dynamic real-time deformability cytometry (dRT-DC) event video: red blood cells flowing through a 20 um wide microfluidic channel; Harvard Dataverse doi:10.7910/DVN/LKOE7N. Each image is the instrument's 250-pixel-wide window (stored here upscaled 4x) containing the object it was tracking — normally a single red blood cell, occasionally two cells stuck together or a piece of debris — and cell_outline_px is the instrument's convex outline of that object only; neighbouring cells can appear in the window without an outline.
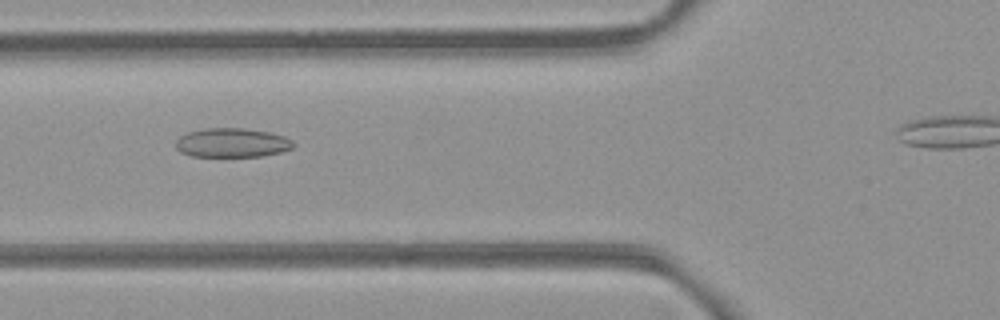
{"species": "common noctule bat (a hibernating species)", "species_latin": "Nyctalus noctula", "temperature_condition": "room temperature", "stored_images_in_passage": 29, "camera_frame_rate_fps": 3000, "um_per_image_px": 0.085, "animal": {"sex": "female", "body_mass_g": 21.9}, "frame": {"image": 1, "passage_image": 4, "time_ms": 1.0, "image_size_px": [1000, 320], "cell_outline_px": [[296, 144], [292, 148], [280, 152], [260, 156], [192, 156], [180, 152], [176, 148], [176, 140], [180, 136], [188, 132], [204, 128], [244, 128], [272, 132], [284, 136], [292, 140]], "centroid_in_image_um": [19.74, 12.12], "position_along_channel_um": 106.1, "area_um2": 20.06}}
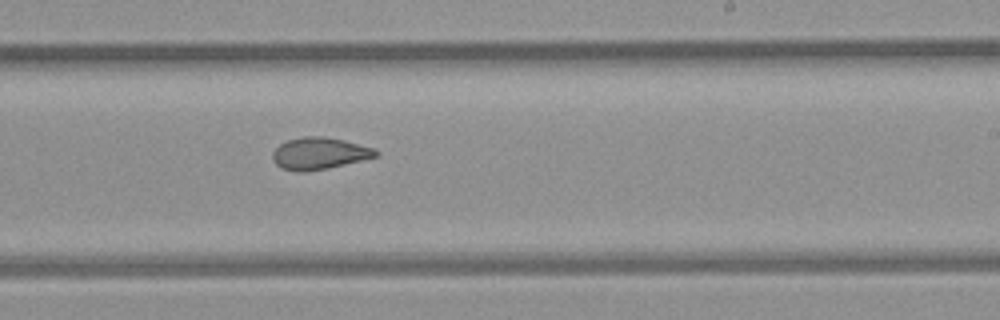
{"frame": {"image": 2, "passage_image": 16, "time_ms": 5.0, "image_size_px": [1000, 320], "cell_outline_px": [[380, 152], [376, 156], [328, 168], [304, 172], [296, 172], [280, 168], [272, 160], [272, 152], [280, 144], [288, 140], [304, 136], [324, 136], [344, 140], [376, 148]], "centroid_in_image_um": [27.12, 13.04], "position_along_channel_um": 261.9, "area_um2": 19.25}}
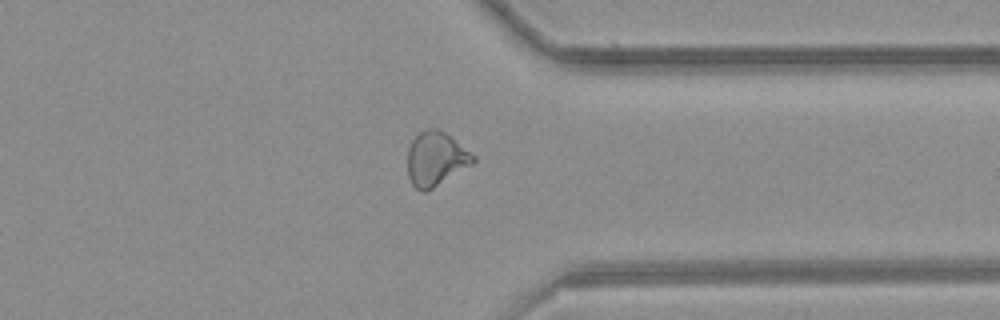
{"frame": {"image": 3, "passage_image": 25, "time_ms": 8.0, "image_size_px": [1000, 320], "cell_outline_px": [[476, 160], [472, 164], [432, 188], [424, 192], [420, 192], [412, 184], [408, 176], [408, 148], [412, 140], [420, 132], [428, 128], [436, 128], [444, 132], [476, 156]], "centroid_in_image_um": [37.03, 13.5], "position_along_channel_um": 374.4, "area_um2": 20.4}, "authors_computed_cell_mechanics": {"area_um2": 19.4208, "velocity_mm_per_s": 3.8879, "shape_relaxation_time_tau1_ms": null, "shape_relaxation_time_tau2_ms": 2.1887, "deformation_change_tau1": null, "deformation_change_tau2": 0.0816}}